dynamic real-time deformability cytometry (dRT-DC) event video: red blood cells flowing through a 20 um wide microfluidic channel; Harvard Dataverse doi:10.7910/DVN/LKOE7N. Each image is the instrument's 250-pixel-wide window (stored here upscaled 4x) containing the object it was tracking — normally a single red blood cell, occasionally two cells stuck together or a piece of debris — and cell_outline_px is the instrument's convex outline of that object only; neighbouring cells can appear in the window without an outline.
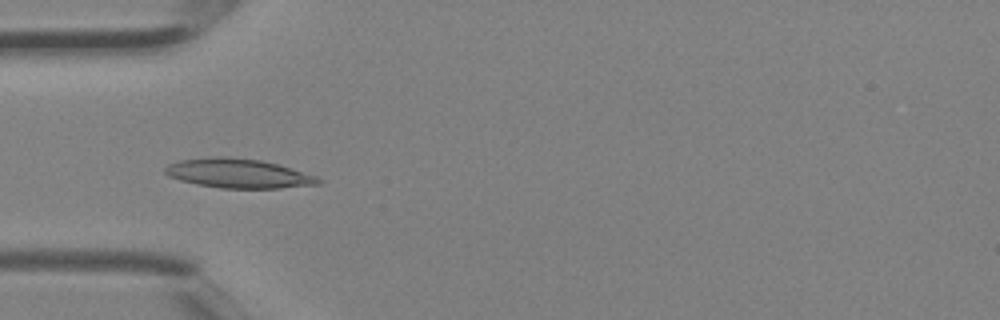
{"species": "Egyptian fruit bat (a non-hibernating species)", "species_latin": "Rousettus aegyptiacus", "temperature_condition": "room temperature", "stored_images_in_passage": 5, "camera_frame_rate_fps": 3000, "um_per_image_px": 0.085, "animal": {"sex": "female"}, "frame": {"image": 1, "passage_image": 4, "time_ms": 1.0, "image_size_px": [1000, 320], "cell_outline_px": [[324, 180], [320, 184], [280, 188], [220, 188], [180, 180], [168, 176], [164, 172], [164, 168], [168, 164], [180, 160], [216, 156], [224, 156], [260, 160], [276, 164], [316, 176]], "centroid_in_image_um": [20.25, 14.74], "position_along_channel_um": 64.8, "area_um2": 25.95}}
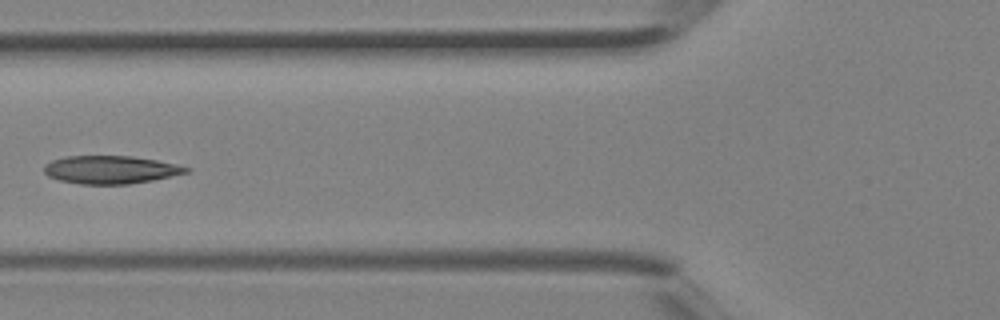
{"frame": {"image": 2, "passage_image": 5, "time_ms": 1.333, "image_size_px": [1000, 320], "cell_outline_px": [[192, 168], [188, 172], [152, 180], [128, 184], [80, 184], [60, 180], [48, 176], [44, 172], [44, 164], [52, 160], [64, 156], [132, 156], [156, 160], [176, 164]], "centroid_in_image_um": [9.38, 14.42], "position_along_channel_um": 116.4, "area_um2": 23.12}}